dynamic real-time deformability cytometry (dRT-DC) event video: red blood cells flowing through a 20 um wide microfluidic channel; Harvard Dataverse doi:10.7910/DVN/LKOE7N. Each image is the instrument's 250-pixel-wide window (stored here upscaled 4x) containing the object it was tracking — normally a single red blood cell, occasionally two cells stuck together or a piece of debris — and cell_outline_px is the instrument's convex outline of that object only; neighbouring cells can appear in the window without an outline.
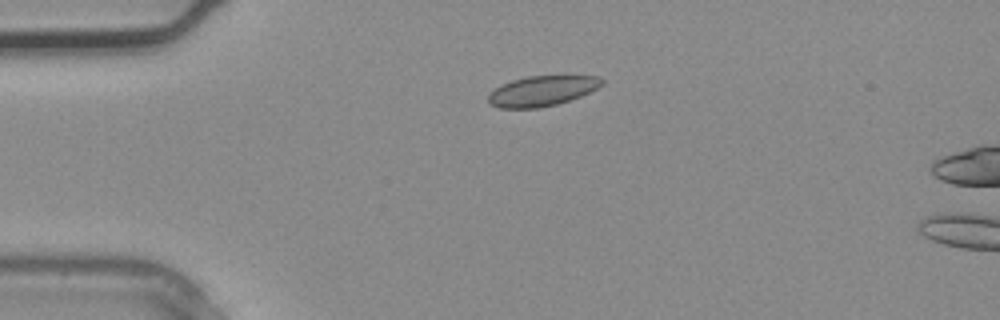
{"species": "common noctule bat (a hibernating species)", "species_latin": "Nyctalus noctula", "temperature_condition": "warm", "stored_images_in_passage": 2, "camera_frame_rate_fps": 3000, "um_per_image_px": 0.085, "animal": {"sex": "male", "body_mass_g": 20.4}, "frame": {"image": 1, "passage_image": 1, "time_ms": 0.0, "image_size_px": [1000, 320], "cell_outline_px": [[604, 84], [580, 96], [556, 104], [540, 108], [500, 108], [488, 104], [488, 92], [512, 80], [528, 76], [600, 76], [604, 80]], "centroid_in_image_um": [46.04, 7.73], "position_along_channel_um": 39.0, "area_um2": 19.88}}